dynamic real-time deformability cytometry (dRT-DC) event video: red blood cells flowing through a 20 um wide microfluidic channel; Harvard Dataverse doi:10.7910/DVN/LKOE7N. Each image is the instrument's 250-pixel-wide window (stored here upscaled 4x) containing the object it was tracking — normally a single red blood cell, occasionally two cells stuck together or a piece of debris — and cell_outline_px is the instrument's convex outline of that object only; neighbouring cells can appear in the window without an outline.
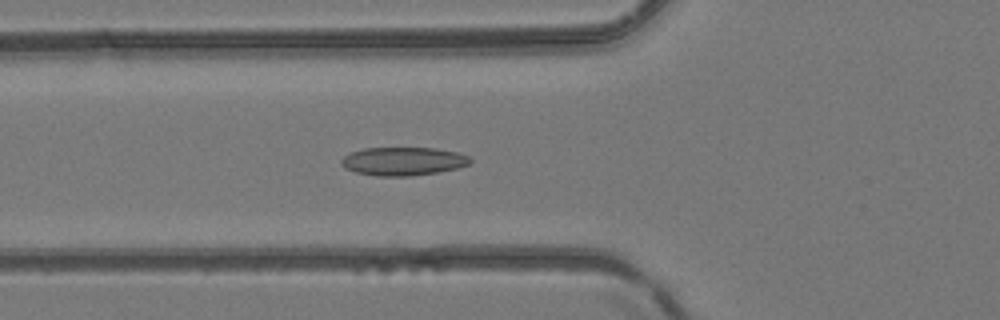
{"species": "common noctule bat (a hibernating species)", "species_latin": "Nyctalus noctula", "temperature_condition": "room temperature", "stored_images_in_passage": 48, "camera_frame_rate_fps": 3000, "um_per_image_px": 0.085, "animal": {"sex": "female", "body_mass_g": 24.6, "forearm_length_mm": 56.2}, "frame": {"image": 1, "passage_image": 18, "time_ms": 5.667, "image_size_px": [1000, 320], "cell_outline_px": [[472, 160], [468, 164], [456, 168], [436, 172], [412, 176], [376, 176], [356, 172], [344, 168], [340, 164], [340, 160], [344, 156], [352, 152], [364, 148], [436, 148], [456, 152], [468, 156]], "centroid_in_image_um": [34.23, 13.71], "position_along_channel_um": 91.6, "area_um2": 21.21}}
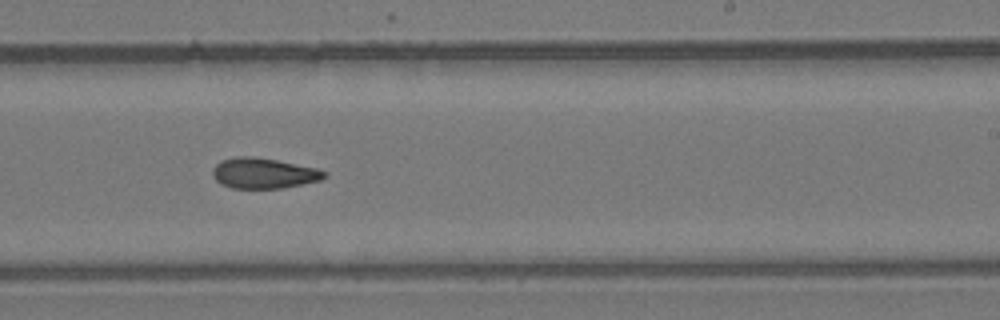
{"frame": {"image": 2, "passage_image": 30, "time_ms": 9.667, "image_size_px": [1000, 320], "cell_outline_px": [[328, 176], [320, 180], [284, 188], [232, 188], [220, 184], [212, 176], [212, 168], [220, 160], [236, 156], [252, 156], [276, 160], [316, 168], [328, 172]], "centroid_in_image_um": [22.39, 14.72], "position_along_channel_um": 266.6, "area_um2": 20.0}}
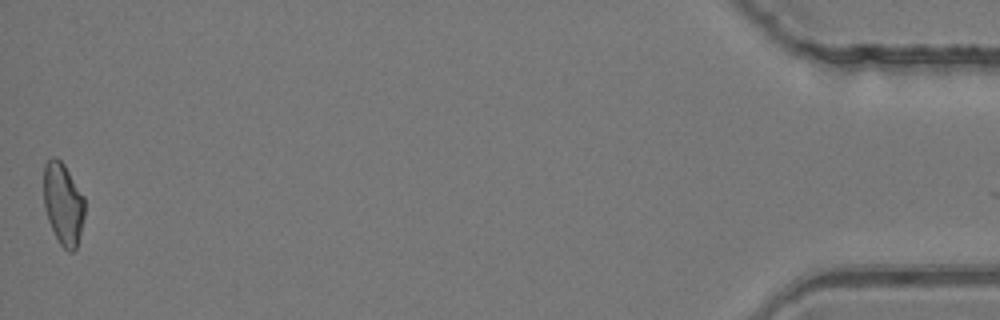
{"frame": {"image": 3, "passage_image": 48, "time_ms": 15.667, "image_size_px": [1000, 320], "cell_outline_px": [[84, 216], [76, 248], [72, 252], [68, 252], [60, 244], [48, 220], [44, 208], [44, 164], [52, 156], [56, 156], [64, 164], [84, 196]], "centroid_in_image_um": [5.36, 17.29], "position_along_channel_um": 429.8, "area_um2": 19.54}}